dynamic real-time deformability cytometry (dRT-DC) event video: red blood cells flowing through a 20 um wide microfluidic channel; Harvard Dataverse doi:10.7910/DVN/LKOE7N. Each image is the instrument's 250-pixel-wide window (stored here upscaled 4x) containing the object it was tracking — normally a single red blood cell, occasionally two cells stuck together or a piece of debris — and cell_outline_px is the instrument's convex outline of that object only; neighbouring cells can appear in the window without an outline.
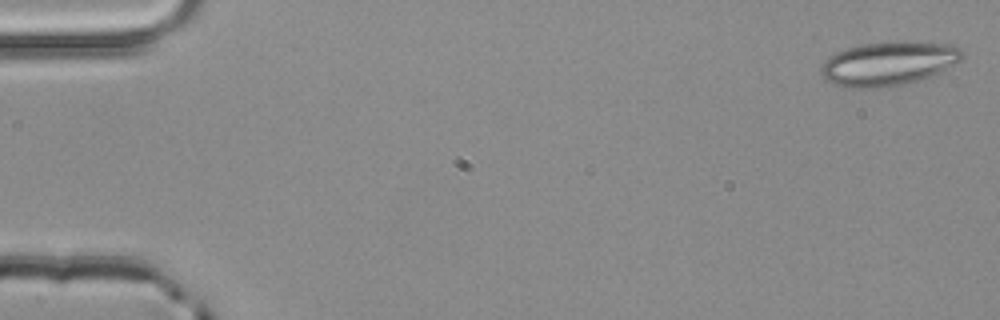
{"species": "common noctule bat (a hibernating species)", "species_latin": "Nyctalus noctula", "temperature_condition": "room temperature", "stored_images_in_passage": 5, "camera_frame_rate_fps": 3000, "um_per_image_px": 0.085, "animal": {"sex": "male", "body_mass_g": 20.4}, "frame": {"image": 1, "passage_image": 1, "time_ms": 0.0, "image_size_px": [1000, 320], "cell_outline_px": [[964, 56], [960, 60], [936, 76], [908, 84], [880, 88], [848, 88], [824, 80], [820, 72], [820, 64], [824, 60], [836, 52], [848, 48], [864, 44], [904, 40], [956, 44], [964, 52]], "centroid_in_image_um": [75.57, 5.4], "position_along_channel_um": 9.4, "area_um2": 37.17}}